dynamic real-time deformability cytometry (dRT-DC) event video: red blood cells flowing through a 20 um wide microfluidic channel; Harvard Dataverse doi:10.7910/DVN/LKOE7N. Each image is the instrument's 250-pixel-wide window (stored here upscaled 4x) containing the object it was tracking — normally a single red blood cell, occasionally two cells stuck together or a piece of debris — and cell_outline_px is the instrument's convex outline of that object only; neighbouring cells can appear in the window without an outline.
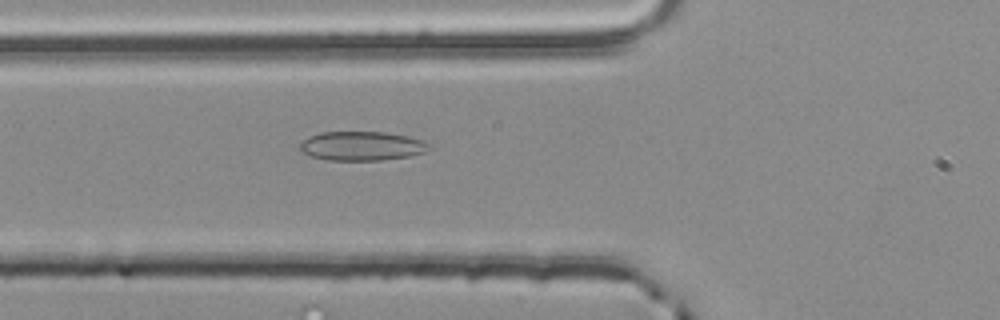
{"species": "common noctule bat (a hibernating species)", "species_latin": "Nyctalus noctula", "temperature_condition": "room temperature", "stored_images_in_passage": 38, "camera_frame_rate_fps": 3000, "um_per_image_px": 0.085, "animal": {"sex": "male", "body_mass_g": 20.4}, "frame": {"image": 1, "passage_image": 4, "time_ms": 1.0, "image_size_px": [1000, 320], "cell_outline_px": [[432, 148], [424, 152], [408, 156], [380, 160], [328, 160], [312, 156], [300, 152], [296, 148], [308, 136], [320, 132], [388, 132], [408, 136], [424, 140], [432, 144]], "centroid_in_image_um": [30.76, 12.4], "position_along_channel_um": 95.0, "area_um2": 22.2}}
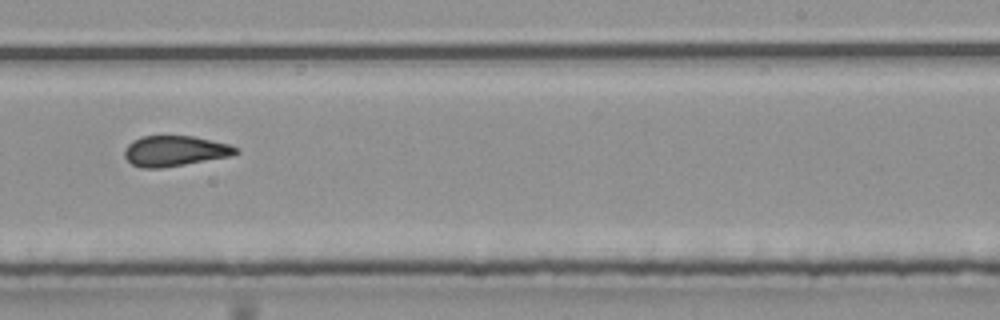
{"frame": {"image": 2, "passage_image": 18, "time_ms": 5.667, "image_size_px": [1000, 320], "cell_outline_px": [[240, 152], [232, 156], [160, 168], [140, 168], [132, 164], [124, 156], [124, 148], [132, 140], [140, 136], [192, 136], [228, 144], [240, 148]], "centroid_in_image_um": [14.85, 12.83], "position_along_channel_um": 274.1, "area_um2": 19.83}}
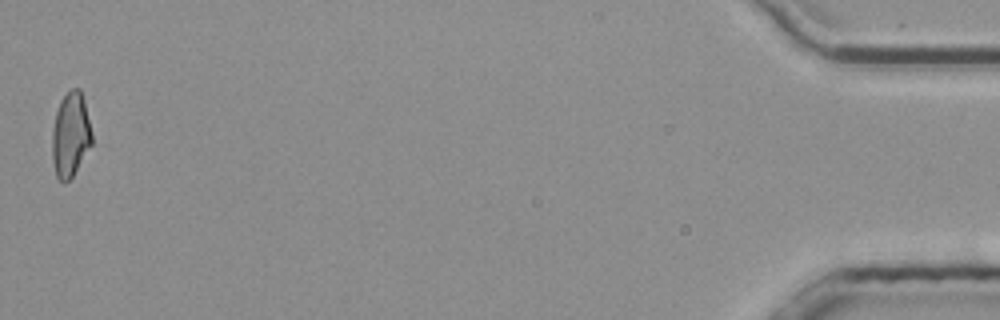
{"frame": {"image": 3, "passage_image": 38, "time_ms": 12.333, "image_size_px": [1000, 320], "cell_outline_px": [[92, 144], [72, 176], [68, 180], [60, 180], [56, 176], [52, 160], [52, 128], [56, 112], [60, 100], [72, 88], [80, 88], [84, 100], [92, 132]], "centroid_in_image_um": [5.99, 11.43], "position_along_channel_um": 429.2, "area_um2": 19.48}, "authors_computed_cell_mechanics": {"area_um2": 19.9988, "velocity_mm_per_s": 3.8245, "shape_relaxation_time_tau1_ms": null, "shape_relaxation_time_tau2_ms": 2.5044, "deformation_change_tau1": null, "deformation_change_tau2": 0.1003}}